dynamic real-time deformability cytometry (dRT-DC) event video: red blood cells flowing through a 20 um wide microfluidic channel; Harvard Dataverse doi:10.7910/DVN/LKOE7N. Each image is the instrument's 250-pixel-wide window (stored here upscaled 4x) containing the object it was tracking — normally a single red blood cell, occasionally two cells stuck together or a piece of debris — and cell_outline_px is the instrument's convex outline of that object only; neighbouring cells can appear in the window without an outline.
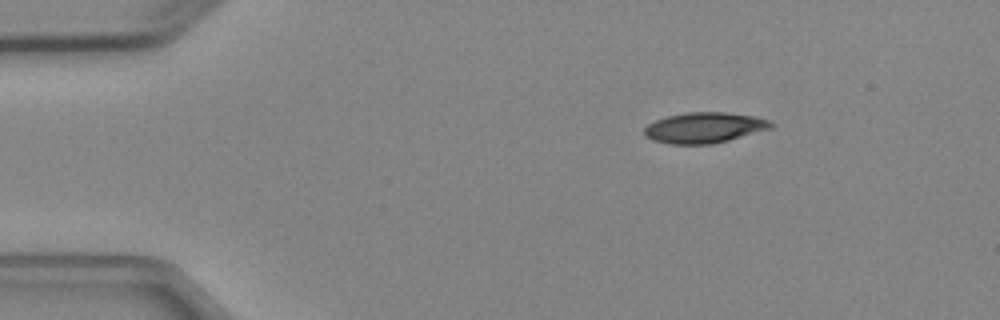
{"species": "Egyptian fruit bat (a non-hibernating species)", "species_latin": "Rousettus aegyptiacus", "temperature_condition": "cold", "stored_images_in_passage": 2, "camera_frame_rate_fps": 3000, "um_per_image_px": 0.085, "animal": {"sex": "female"}, "frame": {"image": 1, "passage_image": 1, "time_ms": 0.0, "image_size_px": [1000, 320], "cell_outline_px": [[776, 124], [772, 128], [728, 140], [712, 144], [672, 144], [652, 140], [644, 136], [644, 128], [648, 124], [656, 120], [668, 116], [688, 112], [724, 112], [756, 116], [772, 120]], "centroid_in_image_um": [59.91, 10.85], "position_along_channel_um": 25.1, "area_um2": 22.72}}